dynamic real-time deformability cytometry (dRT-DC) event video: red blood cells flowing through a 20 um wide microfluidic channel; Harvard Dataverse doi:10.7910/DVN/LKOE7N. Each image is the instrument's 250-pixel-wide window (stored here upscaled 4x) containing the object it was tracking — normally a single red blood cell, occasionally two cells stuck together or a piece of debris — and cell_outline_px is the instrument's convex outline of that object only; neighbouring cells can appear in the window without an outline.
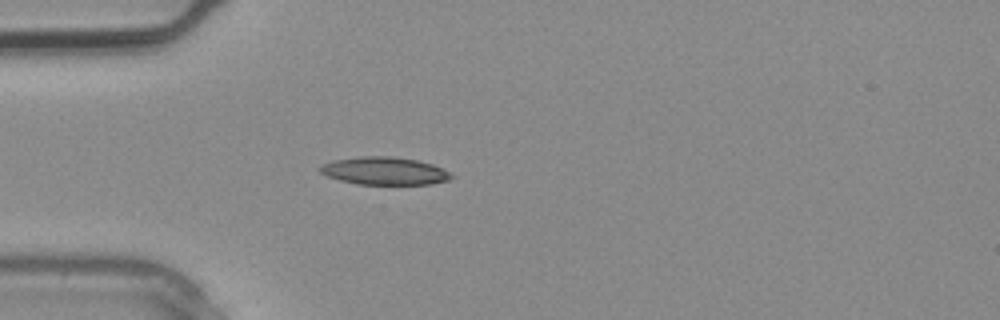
{"species": "common noctule bat (a hibernating species)", "species_latin": "Nyctalus noctula", "temperature_condition": "warm", "stored_images_in_passage": 2, "camera_frame_rate_fps": 3000, "um_per_image_px": 0.085, "animal": {"sex": "male", "body_mass_g": 20.4}, "frame": {"image": 1, "passage_image": 2, "time_ms": 0.333, "image_size_px": [1000, 320], "cell_outline_px": [[456, 176], [448, 180], [432, 184], [356, 184], [340, 180], [328, 176], [320, 172], [320, 164], [332, 160], [360, 156], [392, 156], [416, 160], [432, 164], [444, 168]], "centroid_in_image_um": [32.7, 14.52], "position_along_channel_um": 52.3, "area_um2": 21.39}}